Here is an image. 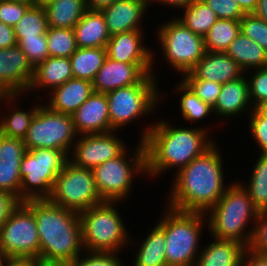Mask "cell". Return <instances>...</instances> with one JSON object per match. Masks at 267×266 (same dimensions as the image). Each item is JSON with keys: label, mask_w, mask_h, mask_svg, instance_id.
<instances>
[{"label": "cell", "mask_w": 267, "mask_h": 266, "mask_svg": "<svg viewBox=\"0 0 267 266\" xmlns=\"http://www.w3.org/2000/svg\"><path fill=\"white\" fill-rule=\"evenodd\" d=\"M146 127L140 137L145 146L146 176L158 178L176 167L178 172L215 143L208 135L210 128L203 126L173 127L162 119Z\"/></svg>", "instance_id": "1"}, {"label": "cell", "mask_w": 267, "mask_h": 266, "mask_svg": "<svg viewBox=\"0 0 267 266\" xmlns=\"http://www.w3.org/2000/svg\"><path fill=\"white\" fill-rule=\"evenodd\" d=\"M216 142L175 172L167 206L179 211L207 213L227 189L222 156Z\"/></svg>", "instance_id": "2"}, {"label": "cell", "mask_w": 267, "mask_h": 266, "mask_svg": "<svg viewBox=\"0 0 267 266\" xmlns=\"http://www.w3.org/2000/svg\"><path fill=\"white\" fill-rule=\"evenodd\" d=\"M37 222L42 266H67L84 251L80 214L48 199L23 202Z\"/></svg>", "instance_id": "3"}, {"label": "cell", "mask_w": 267, "mask_h": 266, "mask_svg": "<svg viewBox=\"0 0 267 266\" xmlns=\"http://www.w3.org/2000/svg\"><path fill=\"white\" fill-rule=\"evenodd\" d=\"M235 183L227 185L223 196L206 213L207 228L212 238L237 241L248 248L259 211L241 182ZM248 222L254 223L252 228Z\"/></svg>", "instance_id": "4"}, {"label": "cell", "mask_w": 267, "mask_h": 266, "mask_svg": "<svg viewBox=\"0 0 267 266\" xmlns=\"http://www.w3.org/2000/svg\"><path fill=\"white\" fill-rule=\"evenodd\" d=\"M205 217V213L179 211L167 206L157 222L166 236L167 266H195L199 249H203L198 244L202 226L207 223Z\"/></svg>", "instance_id": "5"}, {"label": "cell", "mask_w": 267, "mask_h": 266, "mask_svg": "<svg viewBox=\"0 0 267 266\" xmlns=\"http://www.w3.org/2000/svg\"><path fill=\"white\" fill-rule=\"evenodd\" d=\"M117 203L104 201L80 213L84 251L120 253L124 246L132 244Z\"/></svg>", "instance_id": "6"}, {"label": "cell", "mask_w": 267, "mask_h": 266, "mask_svg": "<svg viewBox=\"0 0 267 266\" xmlns=\"http://www.w3.org/2000/svg\"><path fill=\"white\" fill-rule=\"evenodd\" d=\"M69 156L61 150H27L20 165V202L48 199Z\"/></svg>", "instance_id": "7"}, {"label": "cell", "mask_w": 267, "mask_h": 266, "mask_svg": "<svg viewBox=\"0 0 267 266\" xmlns=\"http://www.w3.org/2000/svg\"><path fill=\"white\" fill-rule=\"evenodd\" d=\"M134 148H136L134 152L129 154L127 149L122 155L93 169L96 187L103 201L119 202L125 200L131 191L132 183H134L133 176L135 177V174L139 173L146 175L144 143L140 141Z\"/></svg>", "instance_id": "8"}, {"label": "cell", "mask_w": 267, "mask_h": 266, "mask_svg": "<svg viewBox=\"0 0 267 266\" xmlns=\"http://www.w3.org/2000/svg\"><path fill=\"white\" fill-rule=\"evenodd\" d=\"M156 78L148 74L136 85L106 93L112 131L128 126L129 122L156 110L161 99Z\"/></svg>", "instance_id": "9"}, {"label": "cell", "mask_w": 267, "mask_h": 266, "mask_svg": "<svg viewBox=\"0 0 267 266\" xmlns=\"http://www.w3.org/2000/svg\"><path fill=\"white\" fill-rule=\"evenodd\" d=\"M48 200L79 214L104 202L99 196L93 170L79 167L70 160L57 176Z\"/></svg>", "instance_id": "10"}, {"label": "cell", "mask_w": 267, "mask_h": 266, "mask_svg": "<svg viewBox=\"0 0 267 266\" xmlns=\"http://www.w3.org/2000/svg\"><path fill=\"white\" fill-rule=\"evenodd\" d=\"M176 18L159 27L157 39L169 66L183 76L195 67L206 49L204 37L193 33Z\"/></svg>", "instance_id": "11"}, {"label": "cell", "mask_w": 267, "mask_h": 266, "mask_svg": "<svg viewBox=\"0 0 267 266\" xmlns=\"http://www.w3.org/2000/svg\"><path fill=\"white\" fill-rule=\"evenodd\" d=\"M76 136L78 134L72 115L54 112L41 104L31 122L24 144L27 150L50 148L64 151L70 156Z\"/></svg>", "instance_id": "12"}, {"label": "cell", "mask_w": 267, "mask_h": 266, "mask_svg": "<svg viewBox=\"0 0 267 266\" xmlns=\"http://www.w3.org/2000/svg\"><path fill=\"white\" fill-rule=\"evenodd\" d=\"M0 250L8 258L39 261L40 240L34 213L23 203L0 227Z\"/></svg>", "instance_id": "13"}, {"label": "cell", "mask_w": 267, "mask_h": 266, "mask_svg": "<svg viewBox=\"0 0 267 266\" xmlns=\"http://www.w3.org/2000/svg\"><path fill=\"white\" fill-rule=\"evenodd\" d=\"M115 134L116 132L112 131L78 135L69 160L79 167L93 170L100 164L122 155L127 146L123 139H119Z\"/></svg>", "instance_id": "14"}, {"label": "cell", "mask_w": 267, "mask_h": 266, "mask_svg": "<svg viewBox=\"0 0 267 266\" xmlns=\"http://www.w3.org/2000/svg\"><path fill=\"white\" fill-rule=\"evenodd\" d=\"M34 68L16 44L0 48V95H21L28 91Z\"/></svg>", "instance_id": "15"}, {"label": "cell", "mask_w": 267, "mask_h": 266, "mask_svg": "<svg viewBox=\"0 0 267 266\" xmlns=\"http://www.w3.org/2000/svg\"><path fill=\"white\" fill-rule=\"evenodd\" d=\"M153 64L117 62L106 57L92 81L93 91L106 94L118 88L138 84L146 75H155Z\"/></svg>", "instance_id": "16"}, {"label": "cell", "mask_w": 267, "mask_h": 266, "mask_svg": "<svg viewBox=\"0 0 267 266\" xmlns=\"http://www.w3.org/2000/svg\"><path fill=\"white\" fill-rule=\"evenodd\" d=\"M27 151L24 140L0 134V191L20 201V165Z\"/></svg>", "instance_id": "17"}, {"label": "cell", "mask_w": 267, "mask_h": 266, "mask_svg": "<svg viewBox=\"0 0 267 266\" xmlns=\"http://www.w3.org/2000/svg\"><path fill=\"white\" fill-rule=\"evenodd\" d=\"M72 119L78 135L112 132L106 94L93 92L72 114Z\"/></svg>", "instance_id": "18"}, {"label": "cell", "mask_w": 267, "mask_h": 266, "mask_svg": "<svg viewBox=\"0 0 267 266\" xmlns=\"http://www.w3.org/2000/svg\"><path fill=\"white\" fill-rule=\"evenodd\" d=\"M245 73L237 62L225 52H209L197 62L195 67L185 73L182 79H206L220 84L241 78Z\"/></svg>", "instance_id": "19"}, {"label": "cell", "mask_w": 267, "mask_h": 266, "mask_svg": "<svg viewBox=\"0 0 267 266\" xmlns=\"http://www.w3.org/2000/svg\"><path fill=\"white\" fill-rule=\"evenodd\" d=\"M142 30H132L110 36L107 43V57L117 62L131 64H154V54L143 45Z\"/></svg>", "instance_id": "20"}, {"label": "cell", "mask_w": 267, "mask_h": 266, "mask_svg": "<svg viewBox=\"0 0 267 266\" xmlns=\"http://www.w3.org/2000/svg\"><path fill=\"white\" fill-rule=\"evenodd\" d=\"M149 0H118L103 9L105 23L110 36L132 30H142L143 16L149 7Z\"/></svg>", "instance_id": "21"}, {"label": "cell", "mask_w": 267, "mask_h": 266, "mask_svg": "<svg viewBox=\"0 0 267 266\" xmlns=\"http://www.w3.org/2000/svg\"><path fill=\"white\" fill-rule=\"evenodd\" d=\"M92 81L70 78L50 93L48 106L52 111L72 115L93 93Z\"/></svg>", "instance_id": "22"}, {"label": "cell", "mask_w": 267, "mask_h": 266, "mask_svg": "<svg viewBox=\"0 0 267 266\" xmlns=\"http://www.w3.org/2000/svg\"><path fill=\"white\" fill-rule=\"evenodd\" d=\"M222 84L216 104L212 107L213 113L221 118L234 117L245 110L251 113L253 106L249 98L248 77H244Z\"/></svg>", "instance_id": "23"}, {"label": "cell", "mask_w": 267, "mask_h": 266, "mask_svg": "<svg viewBox=\"0 0 267 266\" xmlns=\"http://www.w3.org/2000/svg\"><path fill=\"white\" fill-rule=\"evenodd\" d=\"M200 250L195 266H242V258L246 250L245 245L232 240L212 239Z\"/></svg>", "instance_id": "24"}, {"label": "cell", "mask_w": 267, "mask_h": 266, "mask_svg": "<svg viewBox=\"0 0 267 266\" xmlns=\"http://www.w3.org/2000/svg\"><path fill=\"white\" fill-rule=\"evenodd\" d=\"M73 78L70 58L48 57L36 68L28 92L37 89H47L51 92L54 88L61 86L67 80Z\"/></svg>", "instance_id": "25"}, {"label": "cell", "mask_w": 267, "mask_h": 266, "mask_svg": "<svg viewBox=\"0 0 267 266\" xmlns=\"http://www.w3.org/2000/svg\"><path fill=\"white\" fill-rule=\"evenodd\" d=\"M73 30L77 48L106 47L110 39L101 11L88 9Z\"/></svg>", "instance_id": "26"}, {"label": "cell", "mask_w": 267, "mask_h": 266, "mask_svg": "<svg viewBox=\"0 0 267 266\" xmlns=\"http://www.w3.org/2000/svg\"><path fill=\"white\" fill-rule=\"evenodd\" d=\"M244 71L267 67V51L242 32L230 43L225 52Z\"/></svg>", "instance_id": "27"}, {"label": "cell", "mask_w": 267, "mask_h": 266, "mask_svg": "<svg viewBox=\"0 0 267 266\" xmlns=\"http://www.w3.org/2000/svg\"><path fill=\"white\" fill-rule=\"evenodd\" d=\"M19 96L21 97V95H0V102L7 100L9 108L12 105L11 108L13 107L12 110H14L10 111V109H8L10 114L8 112V115L6 114V116L2 115V117H0V134L10 138L24 140L40 105L35 104L29 111L18 110L15 102L17 103V100H20L18 99L20 98Z\"/></svg>", "instance_id": "28"}, {"label": "cell", "mask_w": 267, "mask_h": 266, "mask_svg": "<svg viewBox=\"0 0 267 266\" xmlns=\"http://www.w3.org/2000/svg\"><path fill=\"white\" fill-rule=\"evenodd\" d=\"M44 9L48 27L69 29H73L88 10L86 0H55Z\"/></svg>", "instance_id": "29"}, {"label": "cell", "mask_w": 267, "mask_h": 266, "mask_svg": "<svg viewBox=\"0 0 267 266\" xmlns=\"http://www.w3.org/2000/svg\"><path fill=\"white\" fill-rule=\"evenodd\" d=\"M137 254L135 255L134 266H167L165 255L166 236L164 230L156 224L149 235L142 240Z\"/></svg>", "instance_id": "30"}, {"label": "cell", "mask_w": 267, "mask_h": 266, "mask_svg": "<svg viewBox=\"0 0 267 266\" xmlns=\"http://www.w3.org/2000/svg\"><path fill=\"white\" fill-rule=\"evenodd\" d=\"M106 57V47L77 48L70 57L73 78L93 81Z\"/></svg>", "instance_id": "31"}, {"label": "cell", "mask_w": 267, "mask_h": 266, "mask_svg": "<svg viewBox=\"0 0 267 266\" xmlns=\"http://www.w3.org/2000/svg\"><path fill=\"white\" fill-rule=\"evenodd\" d=\"M180 10L185 12L177 19L193 33L202 37L208 33L218 20L215 12L202 0H192L186 7Z\"/></svg>", "instance_id": "32"}, {"label": "cell", "mask_w": 267, "mask_h": 266, "mask_svg": "<svg viewBox=\"0 0 267 266\" xmlns=\"http://www.w3.org/2000/svg\"><path fill=\"white\" fill-rule=\"evenodd\" d=\"M240 32V20L218 19L204 36L206 51L226 52Z\"/></svg>", "instance_id": "33"}, {"label": "cell", "mask_w": 267, "mask_h": 266, "mask_svg": "<svg viewBox=\"0 0 267 266\" xmlns=\"http://www.w3.org/2000/svg\"><path fill=\"white\" fill-rule=\"evenodd\" d=\"M250 175L249 183L242 184L258 211L267 210V153H260Z\"/></svg>", "instance_id": "34"}, {"label": "cell", "mask_w": 267, "mask_h": 266, "mask_svg": "<svg viewBox=\"0 0 267 266\" xmlns=\"http://www.w3.org/2000/svg\"><path fill=\"white\" fill-rule=\"evenodd\" d=\"M176 87L174 92H179L178 94L181 96L179 102L180 113L186 121H201L206 119L207 116L209 117L210 114H214L212 107L202 101L183 80Z\"/></svg>", "instance_id": "35"}, {"label": "cell", "mask_w": 267, "mask_h": 266, "mask_svg": "<svg viewBox=\"0 0 267 266\" xmlns=\"http://www.w3.org/2000/svg\"><path fill=\"white\" fill-rule=\"evenodd\" d=\"M13 29L17 42L21 38H31L46 34L48 20L44 7L30 6Z\"/></svg>", "instance_id": "36"}, {"label": "cell", "mask_w": 267, "mask_h": 266, "mask_svg": "<svg viewBox=\"0 0 267 266\" xmlns=\"http://www.w3.org/2000/svg\"><path fill=\"white\" fill-rule=\"evenodd\" d=\"M46 39L50 57L70 58L77 50L73 29L48 27Z\"/></svg>", "instance_id": "37"}, {"label": "cell", "mask_w": 267, "mask_h": 266, "mask_svg": "<svg viewBox=\"0 0 267 266\" xmlns=\"http://www.w3.org/2000/svg\"><path fill=\"white\" fill-rule=\"evenodd\" d=\"M17 45L26 55L33 68H36L49 57L46 34L31 38H21Z\"/></svg>", "instance_id": "38"}, {"label": "cell", "mask_w": 267, "mask_h": 266, "mask_svg": "<svg viewBox=\"0 0 267 266\" xmlns=\"http://www.w3.org/2000/svg\"><path fill=\"white\" fill-rule=\"evenodd\" d=\"M241 32L267 51V22L255 14H245L241 20Z\"/></svg>", "instance_id": "39"}, {"label": "cell", "mask_w": 267, "mask_h": 266, "mask_svg": "<svg viewBox=\"0 0 267 266\" xmlns=\"http://www.w3.org/2000/svg\"><path fill=\"white\" fill-rule=\"evenodd\" d=\"M67 266H123L119 258V252H103V251H82ZM86 253V254H85ZM117 255V256H116Z\"/></svg>", "instance_id": "40"}, {"label": "cell", "mask_w": 267, "mask_h": 266, "mask_svg": "<svg viewBox=\"0 0 267 266\" xmlns=\"http://www.w3.org/2000/svg\"><path fill=\"white\" fill-rule=\"evenodd\" d=\"M249 76V98L254 109L267 102V67L256 68Z\"/></svg>", "instance_id": "41"}, {"label": "cell", "mask_w": 267, "mask_h": 266, "mask_svg": "<svg viewBox=\"0 0 267 266\" xmlns=\"http://www.w3.org/2000/svg\"><path fill=\"white\" fill-rule=\"evenodd\" d=\"M205 103L213 107L218 99L222 84L206 79H182Z\"/></svg>", "instance_id": "42"}, {"label": "cell", "mask_w": 267, "mask_h": 266, "mask_svg": "<svg viewBox=\"0 0 267 266\" xmlns=\"http://www.w3.org/2000/svg\"><path fill=\"white\" fill-rule=\"evenodd\" d=\"M248 249L260 255H267V210L258 212Z\"/></svg>", "instance_id": "43"}, {"label": "cell", "mask_w": 267, "mask_h": 266, "mask_svg": "<svg viewBox=\"0 0 267 266\" xmlns=\"http://www.w3.org/2000/svg\"><path fill=\"white\" fill-rule=\"evenodd\" d=\"M249 114L250 135L254 138L256 145L260 147V153H267V117L257 108Z\"/></svg>", "instance_id": "44"}, {"label": "cell", "mask_w": 267, "mask_h": 266, "mask_svg": "<svg viewBox=\"0 0 267 266\" xmlns=\"http://www.w3.org/2000/svg\"><path fill=\"white\" fill-rule=\"evenodd\" d=\"M216 14L218 19L241 20L245 13L236 0H202Z\"/></svg>", "instance_id": "45"}, {"label": "cell", "mask_w": 267, "mask_h": 266, "mask_svg": "<svg viewBox=\"0 0 267 266\" xmlns=\"http://www.w3.org/2000/svg\"><path fill=\"white\" fill-rule=\"evenodd\" d=\"M30 5L9 0L0 1V21L14 27Z\"/></svg>", "instance_id": "46"}, {"label": "cell", "mask_w": 267, "mask_h": 266, "mask_svg": "<svg viewBox=\"0 0 267 266\" xmlns=\"http://www.w3.org/2000/svg\"><path fill=\"white\" fill-rule=\"evenodd\" d=\"M19 203L20 201L12 194L0 191V227Z\"/></svg>", "instance_id": "47"}, {"label": "cell", "mask_w": 267, "mask_h": 266, "mask_svg": "<svg viewBox=\"0 0 267 266\" xmlns=\"http://www.w3.org/2000/svg\"><path fill=\"white\" fill-rule=\"evenodd\" d=\"M17 44L14 29L0 21V48H8Z\"/></svg>", "instance_id": "48"}, {"label": "cell", "mask_w": 267, "mask_h": 266, "mask_svg": "<svg viewBox=\"0 0 267 266\" xmlns=\"http://www.w3.org/2000/svg\"><path fill=\"white\" fill-rule=\"evenodd\" d=\"M242 266H267V255H260L247 249L242 258Z\"/></svg>", "instance_id": "49"}, {"label": "cell", "mask_w": 267, "mask_h": 266, "mask_svg": "<svg viewBox=\"0 0 267 266\" xmlns=\"http://www.w3.org/2000/svg\"><path fill=\"white\" fill-rule=\"evenodd\" d=\"M4 266H42L36 259L9 258Z\"/></svg>", "instance_id": "50"}, {"label": "cell", "mask_w": 267, "mask_h": 266, "mask_svg": "<svg viewBox=\"0 0 267 266\" xmlns=\"http://www.w3.org/2000/svg\"><path fill=\"white\" fill-rule=\"evenodd\" d=\"M118 0H86L87 8L93 11H102Z\"/></svg>", "instance_id": "51"}, {"label": "cell", "mask_w": 267, "mask_h": 266, "mask_svg": "<svg viewBox=\"0 0 267 266\" xmlns=\"http://www.w3.org/2000/svg\"><path fill=\"white\" fill-rule=\"evenodd\" d=\"M150 3L152 4L157 2L158 3H162L163 5L167 4L169 6H171L172 8H178V9H183L184 7H186L192 0H149Z\"/></svg>", "instance_id": "52"}, {"label": "cell", "mask_w": 267, "mask_h": 266, "mask_svg": "<svg viewBox=\"0 0 267 266\" xmlns=\"http://www.w3.org/2000/svg\"><path fill=\"white\" fill-rule=\"evenodd\" d=\"M245 14L253 13L258 4V0H236Z\"/></svg>", "instance_id": "53"}, {"label": "cell", "mask_w": 267, "mask_h": 266, "mask_svg": "<svg viewBox=\"0 0 267 266\" xmlns=\"http://www.w3.org/2000/svg\"><path fill=\"white\" fill-rule=\"evenodd\" d=\"M253 14L267 22V0H258V4Z\"/></svg>", "instance_id": "54"}, {"label": "cell", "mask_w": 267, "mask_h": 266, "mask_svg": "<svg viewBox=\"0 0 267 266\" xmlns=\"http://www.w3.org/2000/svg\"><path fill=\"white\" fill-rule=\"evenodd\" d=\"M55 0H34V6L45 7L47 4Z\"/></svg>", "instance_id": "55"}, {"label": "cell", "mask_w": 267, "mask_h": 266, "mask_svg": "<svg viewBox=\"0 0 267 266\" xmlns=\"http://www.w3.org/2000/svg\"><path fill=\"white\" fill-rule=\"evenodd\" d=\"M257 109L265 116L267 117V102L263 103Z\"/></svg>", "instance_id": "56"}, {"label": "cell", "mask_w": 267, "mask_h": 266, "mask_svg": "<svg viewBox=\"0 0 267 266\" xmlns=\"http://www.w3.org/2000/svg\"><path fill=\"white\" fill-rule=\"evenodd\" d=\"M9 258L0 250V266H4Z\"/></svg>", "instance_id": "57"}, {"label": "cell", "mask_w": 267, "mask_h": 266, "mask_svg": "<svg viewBox=\"0 0 267 266\" xmlns=\"http://www.w3.org/2000/svg\"><path fill=\"white\" fill-rule=\"evenodd\" d=\"M9 1L22 2L30 6H34V0H9Z\"/></svg>", "instance_id": "58"}]
</instances>
